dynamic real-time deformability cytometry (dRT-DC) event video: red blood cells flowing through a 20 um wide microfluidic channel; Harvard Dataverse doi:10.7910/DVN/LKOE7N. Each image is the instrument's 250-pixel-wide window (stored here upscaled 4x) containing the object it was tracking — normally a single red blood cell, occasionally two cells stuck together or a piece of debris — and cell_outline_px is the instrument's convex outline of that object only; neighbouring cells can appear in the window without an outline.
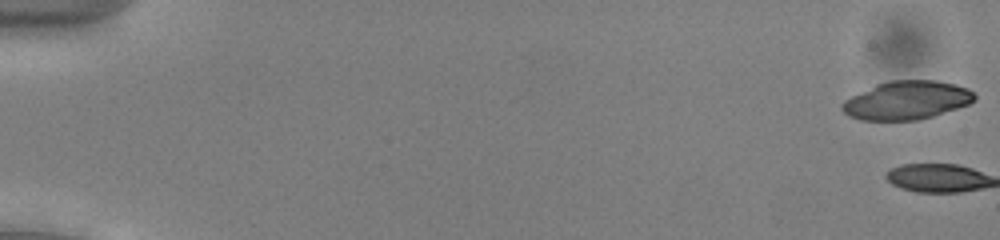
{"species": "common noctule bat (a hibernating species)", "species_latin": "Nyctalus noctula", "temperature_condition": "cold", "stored_images_in_passage": 2, "camera_frame_rate_fps": 3000, "um_per_image_px": 0.085, "animal": {"sex": "male", "body_mass_g": 13.0, "forearm_length_mm": 53.1}, "frame": {"image": 1, "passage_image": 1, "time_ms": 0.0, "image_size_px": [1000, 240], "cell_outline_px": [[976, 100], [968, 104], [920, 120], [860, 120], [848, 116], [840, 108], [840, 104], [844, 100], [876, 84], [892, 80], [936, 80], [956, 84], [968, 88], [976, 96]], "centroid_in_image_um": [77.06, 8.52], "position_along_channel_um": 7.9, "area_um2": 29.71}}